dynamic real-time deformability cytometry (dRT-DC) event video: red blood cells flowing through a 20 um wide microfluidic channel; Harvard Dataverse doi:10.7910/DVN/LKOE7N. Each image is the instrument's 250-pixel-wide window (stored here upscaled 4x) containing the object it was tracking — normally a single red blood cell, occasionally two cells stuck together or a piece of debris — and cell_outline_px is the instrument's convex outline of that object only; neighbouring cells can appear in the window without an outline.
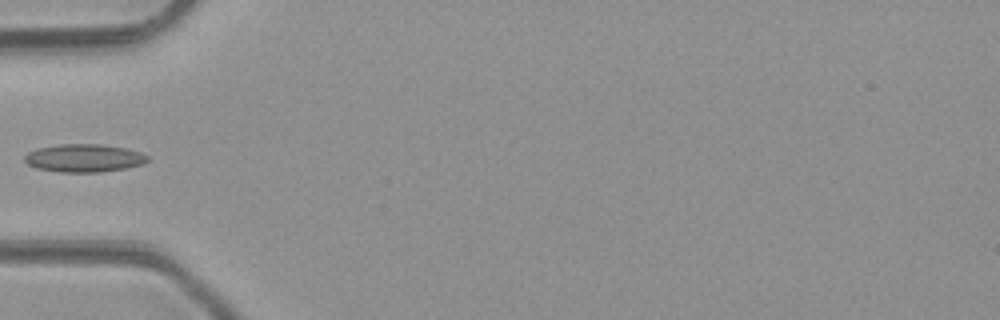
{"species": "common noctule bat (a hibernating species)", "species_latin": "Nyctalus noctula", "temperature_condition": "room temperature", "stored_images_in_passage": 5, "camera_frame_rate_fps": 3000, "um_per_image_px": 0.085, "animal": {"sex": "male", "body_mass_g": 23.1, "forearm_length_mm": 52.7}, "frame": {"image": 1, "passage_image": 5, "time_ms": 4.333, "image_size_px": [1000, 320], "cell_outline_px": [[148, 160], [144, 164], [124, 168], [100, 172], [60, 172], [36, 168], [28, 164], [24, 160], [24, 156], [28, 152], [36, 148], [60, 144], [100, 144], [124, 148], [140, 152], [148, 156]], "centroid_in_image_um": [7.12, 13.43], "position_along_channel_um": 77.9, "area_um2": 20.0}}